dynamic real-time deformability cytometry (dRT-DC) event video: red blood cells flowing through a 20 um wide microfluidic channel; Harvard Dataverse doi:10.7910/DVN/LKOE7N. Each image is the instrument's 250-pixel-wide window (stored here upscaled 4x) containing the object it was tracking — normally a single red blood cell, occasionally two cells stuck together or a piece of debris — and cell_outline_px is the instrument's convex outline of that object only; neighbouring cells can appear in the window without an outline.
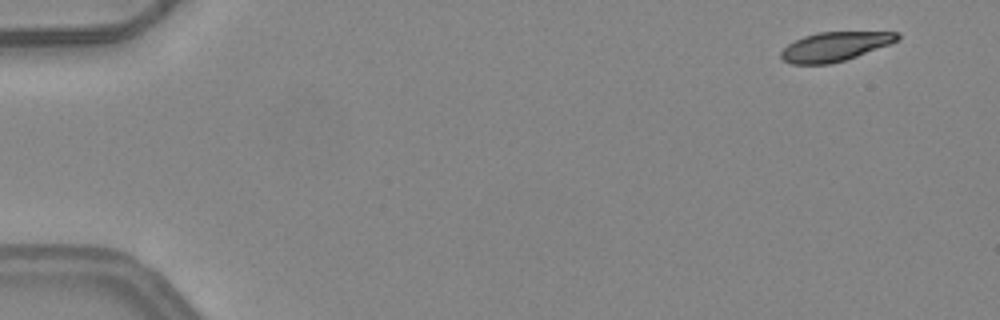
{"species": "common noctule bat (a hibernating species)", "species_latin": "Nyctalus noctula", "temperature_condition": "warm", "stored_images_in_passage": 4, "camera_frame_rate_fps": 3000, "um_per_image_px": 0.085, "animal": {"sex": "female", "body_mass_g": 24.6, "forearm_length_mm": 56.2}, "frame": {"image": 1, "passage_image": 1, "time_ms": 0.0, "image_size_px": [1000, 320], "cell_outline_px": [[900, 40], [856, 56], [844, 60], [828, 64], [792, 64], [784, 60], [780, 56], [780, 52], [788, 44], [804, 36], [816, 32], [900, 32]], "centroid_in_image_um": [70.96, 3.95], "position_along_channel_um": 14.0, "area_um2": 19.59}}
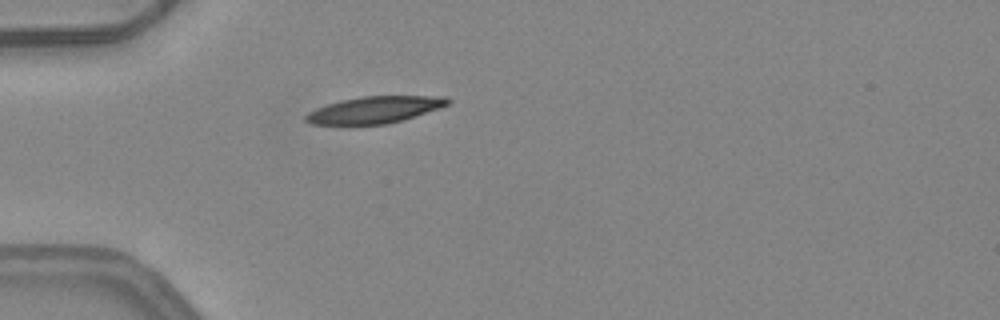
{"frame": {"image": 2, "passage_image": 4, "time_ms": 1.0, "image_size_px": [1000, 320], "cell_outline_px": [[452, 100], [448, 104], [440, 108], [404, 120], [388, 124], [308, 124], [304, 120], [304, 116], [308, 112], [316, 108], [340, 100], [360, 96], [448, 96]], "centroid_in_image_um": [31.86, 9.33], "position_along_channel_um": 53.1, "area_um2": 22.31}}